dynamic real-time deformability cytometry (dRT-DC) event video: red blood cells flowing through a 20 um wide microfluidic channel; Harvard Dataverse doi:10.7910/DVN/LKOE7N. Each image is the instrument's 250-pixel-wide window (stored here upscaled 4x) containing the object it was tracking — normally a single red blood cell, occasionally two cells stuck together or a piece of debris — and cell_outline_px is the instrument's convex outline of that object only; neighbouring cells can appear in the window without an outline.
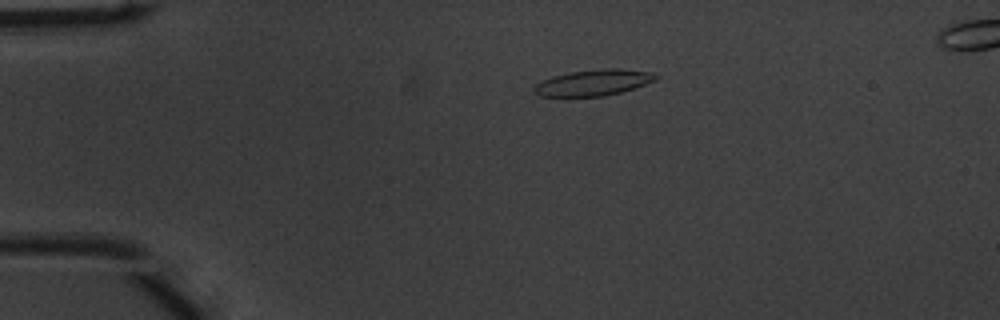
{"species": "common noctule bat (a hibernating species)", "species_latin": "Nyctalus noctula", "temperature_condition": "warm", "stored_images_in_passage": 41, "camera_frame_rate_fps": 3000, "um_per_image_px": 0.085, "animal": {"sex": "male", "body_mass_g": 20.1, "forearm_length_mm": 53.5}, "frame": {"image": 1, "passage_image": 1, "time_ms": 0.0, "image_size_px": [1000, 320], "cell_outline_px": [[660, 76], [656, 80], [620, 92], [604, 96], [540, 96], [532, 88], [536, 84], [552, 76], [572, 72], [608, 68], [616, 68], [652, 72]], "centroid_in_image_um": [50.46, 7.02], "position_along_channel_um": 34.5, "area_um2": 18.15}}
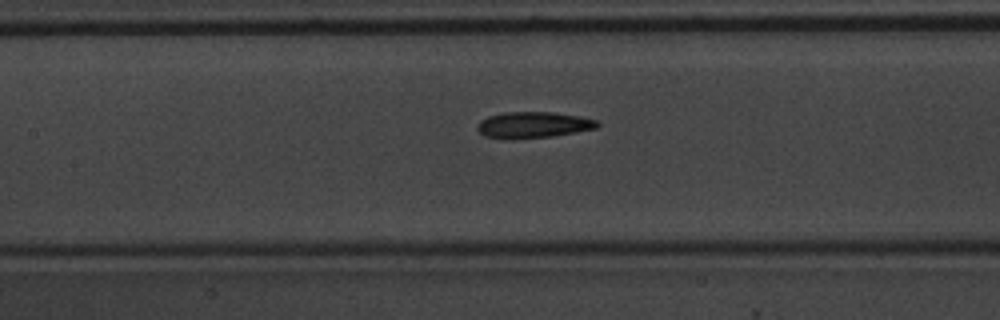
{"frame": {"image": 2, "passage_image": 14, "time_ms": 4.333, "image_size_px": [1000, 320], "cell_outline_px": [[600, 124], [596, 128], [576, 132], [552, 136], [516, 140], [504, 140], [484, 136], [476, 128], [480, 120], [488, 116], [504, 112], [556, 112], [580, 116], [596, 120]], "centroid_in_image_um": [45.29, 10.63], "position_along_channel_um": 162.1, "area_um2": 18.67}}
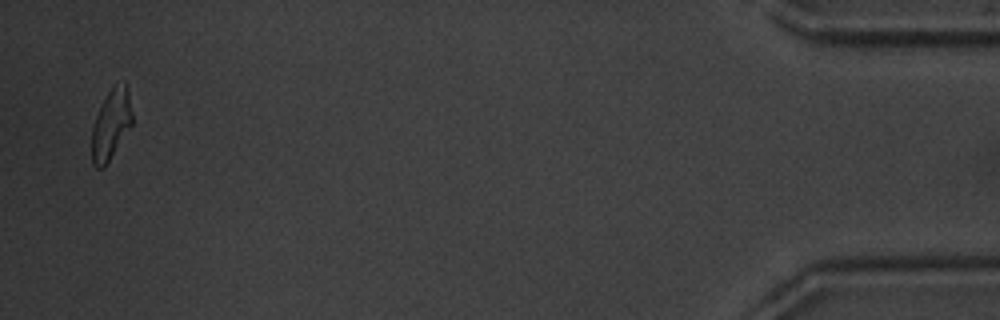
{"frame": {"image": 3, "passage_image": 40, "time_ms": 13.0, "image_size_px": [1000, 320], "cell_outline_px": [[132, 124], [104, 168], [96, 168], [92, 164], [92, 128], [100, 104], [108, 92], [112, 88], [124, 80], [128, 88], [132, 112]], "centroid_in_image_um": [9.43, 10.57], "position_along_channel_um": 425.8, "area_um2": 16.47}, "authors_computed_cell_mechanics": {"area_um2": 18.0914, "velocity_mm_per_s": 3.9914, "shape_relaxation_time_tau1_ms": 4.4256, "shape_relaxation_time_tau2_ms": 2.8943, "deformation_change_tau1": 0.1765, "deformation_change_tau2": 0.1151}}